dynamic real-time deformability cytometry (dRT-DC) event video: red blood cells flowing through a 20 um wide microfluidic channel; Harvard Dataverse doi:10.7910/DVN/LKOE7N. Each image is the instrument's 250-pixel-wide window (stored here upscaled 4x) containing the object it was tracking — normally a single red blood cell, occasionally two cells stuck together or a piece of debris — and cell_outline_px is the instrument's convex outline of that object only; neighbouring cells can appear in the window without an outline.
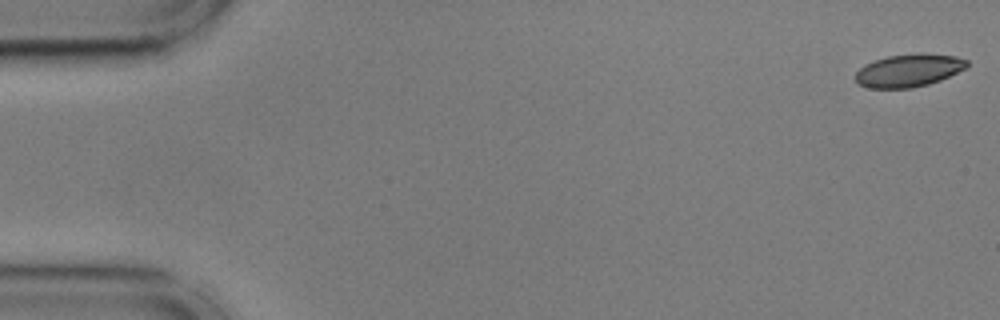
{"species": "common noctule bat (a hibernating species)", "species_latin": "Nyctalus noctula", "temperature_condition": "cold", "stored_images_in_passage": 5, "camera_frame_rate_fps": 3000, "um_per_image_px": 0.085, "animal": {"sex": "male", "body_mass_g": 17.9, "forearm_length_mm": 54.2}, "frame": {"image": 1, "passage_image": 1, "time_ms": 0.0, "image_size_px": [1000, 320], "cell_outline_px": [[968, 64], [964, 68], [940, 80], [928, 84], [912, 88], [868, 88], [856, 84], [856, 72], [864, 64], [888, 56], [916, 52], [920, 52], [956, 56], [968, 60]], "centroid_in_image_um": [77.21, 5.98], "position_along_channel_um": 7.8, "area_um2": 21.39}}